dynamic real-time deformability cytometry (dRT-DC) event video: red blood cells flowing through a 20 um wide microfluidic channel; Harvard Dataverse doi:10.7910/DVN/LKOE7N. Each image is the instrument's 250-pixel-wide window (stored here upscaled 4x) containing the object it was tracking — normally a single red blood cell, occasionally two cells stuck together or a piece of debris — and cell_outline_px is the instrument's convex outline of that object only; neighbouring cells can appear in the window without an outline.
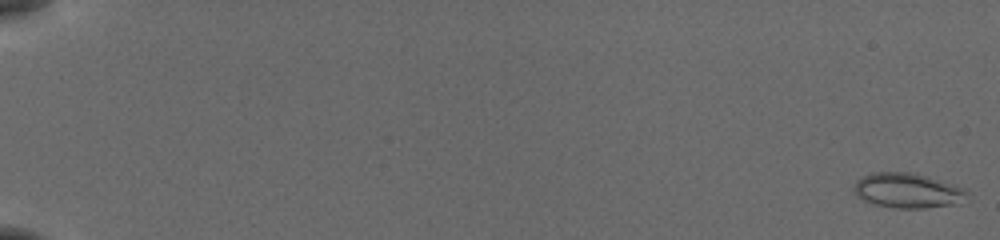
{"species": "common noctule bat (a hibernating species)", "species_latin": "Nyctalus noctula", "temperature_condition": "cold", "stored_images_in_passage": 56, "camera_frame_rate_fps": 3000, "um_per_image_px": 0.085, "animal": {"sex": "female", "body_mass_g": 19.5, "forearm_length_mm": 54.1}, "frame": {"image": 1, "passage_image": 1, "time_ms": 0.0, "image_size_px": [1000, 240], "cell_outline_px": [[968, 192], [952, 204], [924, 208], [896, 208], [872, 204], [856, 196], [852, 188], [856, 180], [872, 172], [908, 172], [928, 176], [968, 188]], "centroid_in_image_um": [77.07, 16.18], "position_along_channel_um": 7.9, "area_um2": 22.89}}
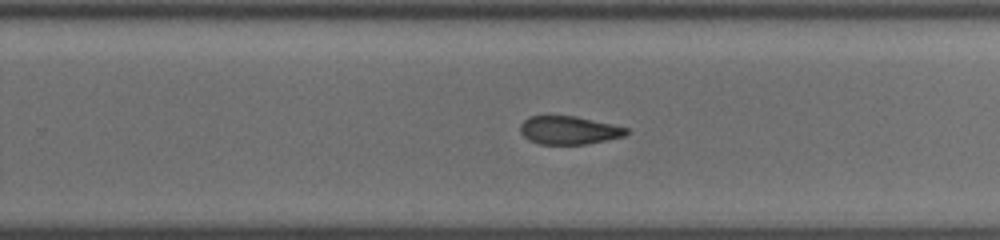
{"frame": {"image": 2, "passage_image": 38, "time_ms": 12.333, "image_size_px": [1000, 240], "cell_outline_px": [[628, 132], [624, 136], [584, 144], [540, 144], [528, 140], [520, 132], [520, 124], [528, 116], [576, 116], [612, 124], [628, 128]], "centroid_in_image_um": [48.32, 11.06], "position_along_channel_um": 281.5, "area_um2": 17.34}}
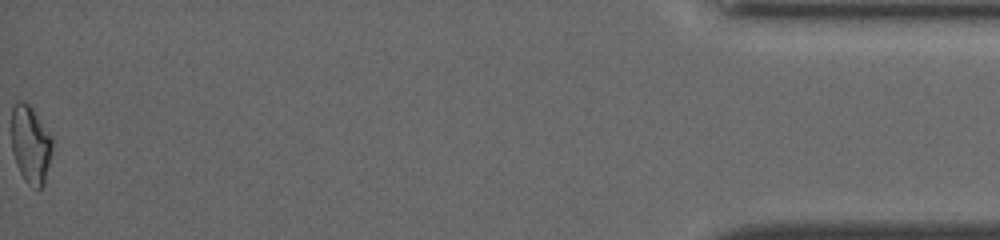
{"frame": {"image": 3, "passage_image": 56, "time_ms": 18.333, "image_size_px": [1000, 240], "cell_outline_px": [[52, 152], [44, 184], [40, 188], [36, 188], [28, 184], [24, 180], [16, 164], [12, 152], [12, 104], [16, 100], [24, 100], [32, 108], [52, 136]], "centroid_in_image_um": [2.59, 12.25], "position_along_channel_um": 432.6, "area_um2": 18.67}, "authors_computed_cell_mechanics": {"area_um2": 18.9584, "velocity_mm_per_s": 3.8751, "shape_relaxation_time_tau1_ms": null, "shape_relaxation_time_tau2_ms": 4.125, "deformation_change_tau1": null, "deformation_change_tau2": 0.1316}}